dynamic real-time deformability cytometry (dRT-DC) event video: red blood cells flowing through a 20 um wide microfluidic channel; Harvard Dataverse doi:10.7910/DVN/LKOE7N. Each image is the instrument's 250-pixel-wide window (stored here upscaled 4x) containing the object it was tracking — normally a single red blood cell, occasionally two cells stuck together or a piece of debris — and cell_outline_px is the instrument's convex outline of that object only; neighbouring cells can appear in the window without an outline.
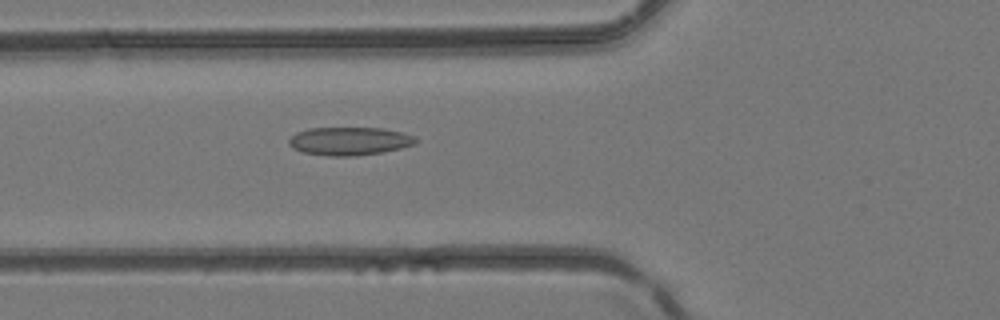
{"species": "common noctule bat (a hibernating species)", "species_latin": "Nyctalus noctula", "temperature_condition": "room temperature", "stored_images_in_passage": 32, "camera_frame_rate_fps": 3000, "um_per_image_px": 0.085, "animal": {"sex": "female", "body_mass_g": 24.6, "forearm_length_mm": 56.2}, "frame": {"image": 1, "passage_image": 6, "time_ms": 1.667, "image_size_px": [1000, 320], "cell_outline_px": [[420, 140], [416, 144], [400, 148], [380, 152], [356, 156], [328, 156], [304, 152], [292, 148], [288, 144], [288, 140], [296, 132], [308, 128], [380, 128], [400, 132], [412, 136]], "centroid_in_image_um": [29.68, 11.99], "position_along_channel_um": 96.1, "area_um2": 20.75}}
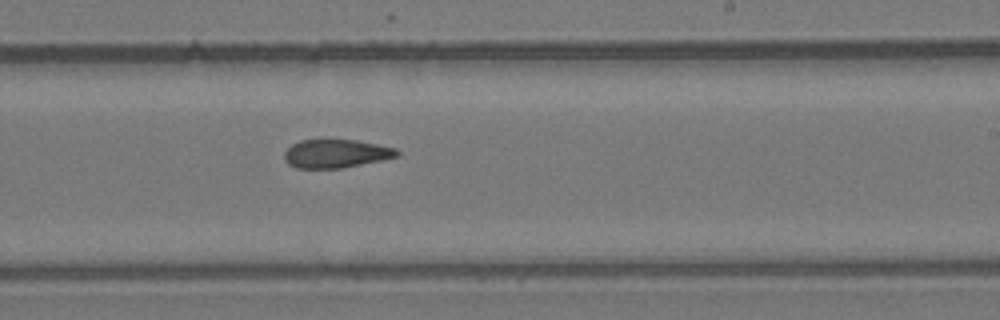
{"frame": {"image": 2, "passage_image": 16, "time_ms": 5.0, "image_size_px": [1000, 320], "cell_outline_px": [[400, 152], [396, 156], [380, 160], [340, 168], [296, 168], [288, 164], [284, 160], [284, 152], [292, 144], [300, 140], [356, 140], [396, 148]], "centroid_in_image_um": [28.51, 13.05], "position_along_channel_um": 260.5, "area_um2": 18.44}}
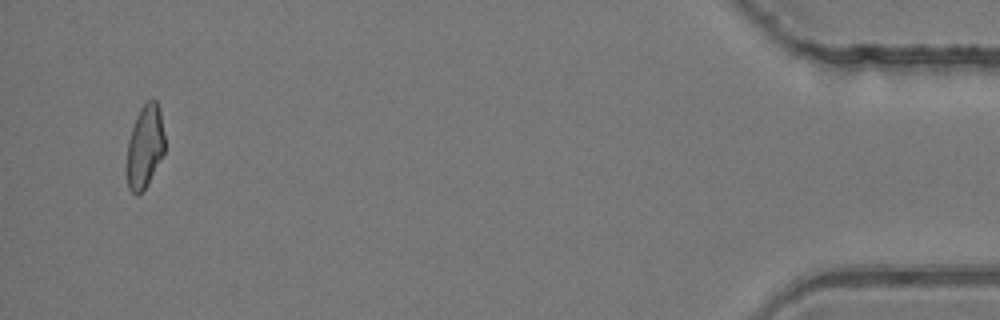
{"frame": {"image": 3, "passage_image": 31, "time_ms": 10.0, "image_size_px": [1000, 320], "cell_outline_px": [[164, 152], [148, 184], [136, 196], [128, 188], [128, 140], [136, 116], [140, 108], [152, 96], [156, 100], [160, 112], [164, 132]], "centroid_in_image_um": [12.33, 12.42], "position_along_channel_um": 422.9, "area_um2": 18.09}}